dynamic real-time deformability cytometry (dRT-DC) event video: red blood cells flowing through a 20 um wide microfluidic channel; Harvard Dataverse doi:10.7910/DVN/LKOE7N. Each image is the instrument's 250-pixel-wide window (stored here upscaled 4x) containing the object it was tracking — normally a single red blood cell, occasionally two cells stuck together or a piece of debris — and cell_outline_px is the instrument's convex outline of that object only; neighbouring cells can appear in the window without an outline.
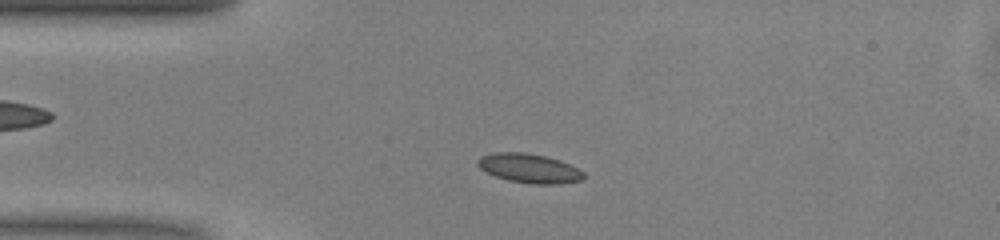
{"species": "common noctule bat (a hibernating species)", "species_latin": "Nyctalus noctula", "temperature_condition": "warm", "stored_images_in_passage": 44, "camera_frame_rate_fps": 3000, "um_per_image_px": 0.085, "animal": {"sex": "male", "body_mass_g": 13.0, "forearm_length_mm": 53.1}, "frame": {"image": 1, "passage_image": 6, "time_ms": 1.667, "image_size_px": [1000, 240], "cell_outline_px": [[584, 176], [580, 180], [560, 184], [532, 184], [508, 180], [496, 176], [480, 168], [476, 164], [476, 160], [480, 156], [492, 152], [524, 152], [544, 156], [560, 160], [584, 172]], "centroid_in_image_um": [44.94, 14.3], "position_along_channel_um": 40.1, "area_um2": 17.98}}
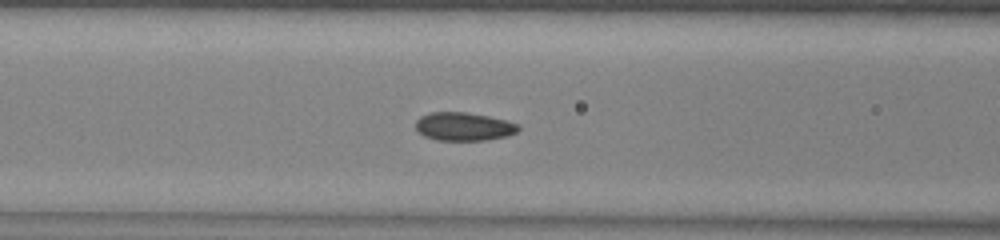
{"frame": {"image": 2, "passage_image": 14, "time_ms": 4.333, "image_size_px": [1000, 240], "cell_outline_px": [[520, 128], [516, 132], [508, 136], [488, 140], [436, 140], [424, 136], [416, 128], [416, 120], [420, 116], [432, 112], [468, 112], [508, 120], [520, 124]], "centroid_in_image_um": [39.46, 10.75], "position_along_channel_um": 127.1, "area_um2": 17.11}}
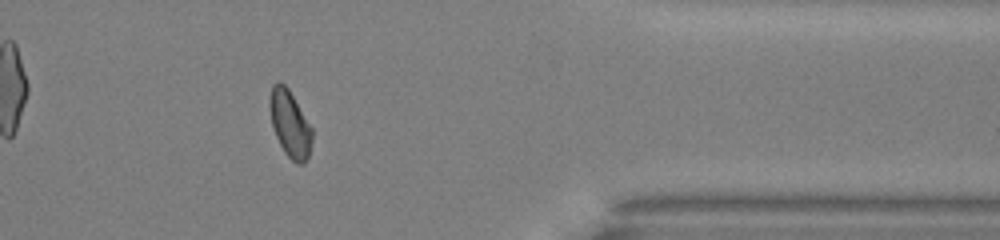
{"frame": {"image": 3, "passage_image": 35, "time_ms": 11.333, "image_size_px": [1000, 240], "cell_outline_px": [[312, 140], [308, 156], [304, 164], [296, 164], [284, 152], [276, 136], [272, 124], [268, 108], [268, 100], [272, 84], [276, 80], [280, 80], [288, 88], [312, 128]], "centroid_in_image_um": [24.61, 10.49], "position_along_channel_um": 386.8, "area_um2": 16.59}, "authors_computed_cell_mechanics": {"area_um2": 16.9354, "velocity_mm_per_s": 4.0612, "shape_relaxation_time_tau1_ms": 4.6734, "shape_relaxation_time_tau2_ms": 1.7171, "deformation_change_tau1": 0.0926, "deformation_change_tau2": 0.0664}}